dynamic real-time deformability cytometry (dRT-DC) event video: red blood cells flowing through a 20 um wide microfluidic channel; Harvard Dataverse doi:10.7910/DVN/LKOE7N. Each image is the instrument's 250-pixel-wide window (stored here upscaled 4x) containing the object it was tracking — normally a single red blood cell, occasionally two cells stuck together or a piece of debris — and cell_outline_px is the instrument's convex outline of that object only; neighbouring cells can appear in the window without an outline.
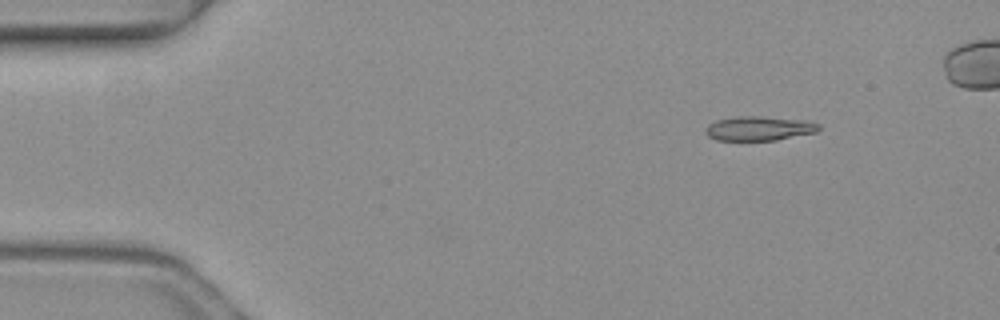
{"species": "common noctule bat (a hibernating species)", "species_latin": "Nyctalus noctula", "temperature_condition": "warm", "stored_images_in_passage": 4, "camera_frame_rate_fps": 3000, "um_per_image_px": 0.085, "animal": {"sex": "female", "body_mass_g": 19.3, "forearm_length_mm": 54.1}, "frame": {"image": 1, "passage_image": 1, "time_ms": 0.0, "image_size_px": [1000, 320], "cell_outline_px": [[820, 128], [816, 132], [776, 140], [716, 140], [708, 136], [704, 132], [704, 128], [708, 124], [716, 120], [736, 116], [760, 116], [808, 120], [820, 124]], "centroid_in_image_um": [64.5, 10.9], "position_along_channel_um": 20.5, "area_um2": 16.24}}